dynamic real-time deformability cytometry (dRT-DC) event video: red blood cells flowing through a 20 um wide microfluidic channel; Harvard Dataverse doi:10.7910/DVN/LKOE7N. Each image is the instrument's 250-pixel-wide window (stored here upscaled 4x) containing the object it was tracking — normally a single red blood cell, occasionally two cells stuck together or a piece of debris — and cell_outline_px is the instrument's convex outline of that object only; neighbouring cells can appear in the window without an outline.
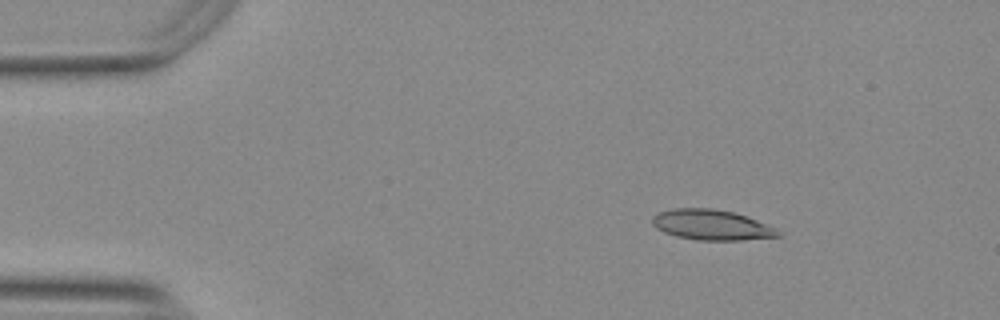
{"species": "Egyptian fruit bat (a non-hibernating species)", "species_latin": "Rousettus aegyptiacus", "temperature_condition": "warm", "stored_images_in_passage": 16, "camera_frame_rate_fps": 3000, "um_per_image_px": 0.085, "animal": {"sex": "female"}, "frame": {"image": 1, "passage_image": 7, "time_ms": 2.0, "image_size_px": [1000, 320], "cell_outline_px": [[784, 232], [780, 236], [740, 240], [696, 240], [676, 236], [664, 232], [656, 228], [652, 224], [652, 216], [656, 212], [672, 208], [712, 208], [732, 212], [768, 224]], "centroid_in_image_um": [60.46, 19.11], "position_along_channel_um": 24.5, "area_um2": 22.37}}
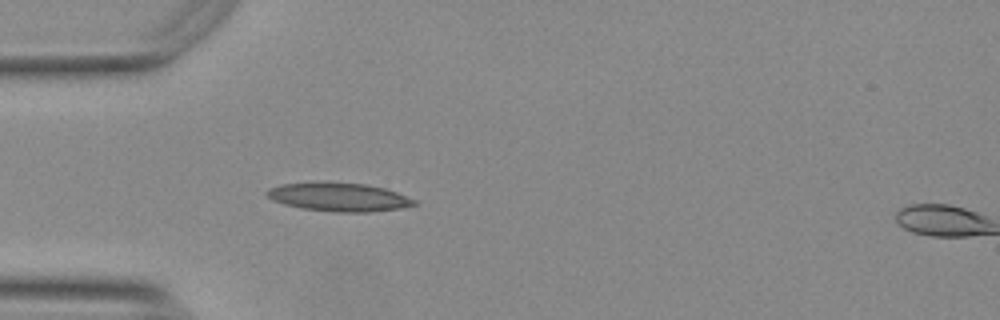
{"frame": {"image": 2, "passage_image": 15, "time_ms": 4.667, "image_size_px": [1000, 320], "cell_outline_px": [[416, 204], [400, 208], [368, 212], [336, 212], [304, 208], [284, 204], [272, 200], [264, 192], [268, 188], [280, 184], [364, 184], [384, 188], [396, 192], [416, 200]], "centroid_in_image_um": [28.81, 16.78], "position_along_channel_um": 56.2, "area_um2": 23.58}}